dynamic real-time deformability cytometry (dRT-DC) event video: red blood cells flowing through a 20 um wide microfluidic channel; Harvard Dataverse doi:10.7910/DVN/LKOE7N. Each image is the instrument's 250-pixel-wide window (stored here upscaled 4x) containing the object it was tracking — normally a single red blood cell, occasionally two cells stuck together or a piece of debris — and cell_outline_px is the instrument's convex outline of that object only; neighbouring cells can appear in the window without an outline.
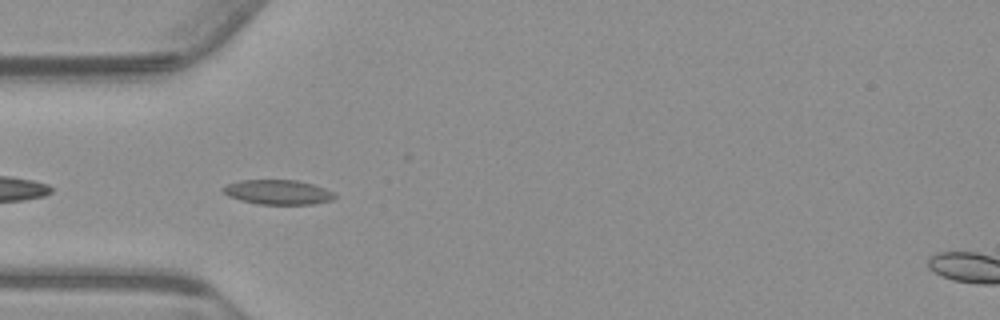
{"species": "common noctule bat (a hibernating species)", "species_latin": "Nyctalus noctula", "temperature_condition": "warm", "stored_images_in_passage": 20, "camera_frame_rate_fps": 3000, "um_per_image_px": 0.085, "animal": {"sex": "male", "body_mass_g": 23.1, "forearm_length_mm": 52.7}, "frame": {"image": 1, "passage_image": 1, "time_ms": 0.0, "image_size_px": [1000, 320], "cell_outline_px": [[336, 196], [332, 200], [312, 204], [260, 204], [240, 200], [228, 196], [220, 188], [228, 184], [240, 180], [296, 180], [312, 184], [336, 192]], "centroid_in_image_um": [23.63, 16.33], "position_along_channel_um": 61.4, "area_um2": 16.01}}
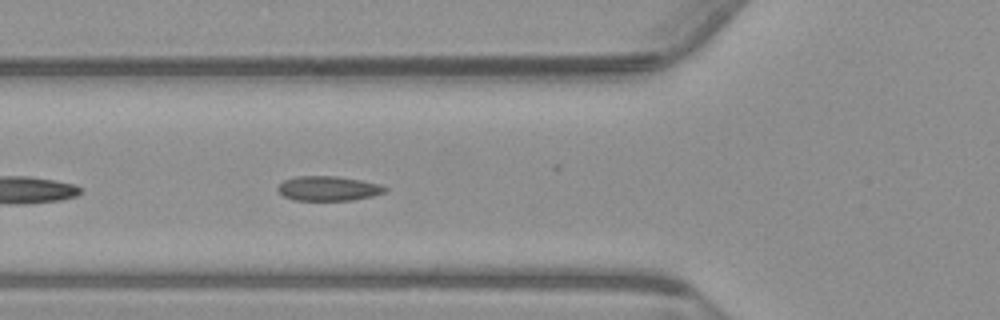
{"frame": {"image": 2, "passage_image": 4, "time_ms": 1.0, "image_size_px": [1000, 320], "cell_outline_px": [[388, 188], [384, 192], [372, 196], [352, 200], [292, 200], [284, 196], [276, 188], [284, 180], [296, 176], [336, 176], [360, 180], [380, 184]], "centroid_in_image_um": [27.89, 16.02], "position_along_channel_um": 97.9, "area_um2": 15.32}}